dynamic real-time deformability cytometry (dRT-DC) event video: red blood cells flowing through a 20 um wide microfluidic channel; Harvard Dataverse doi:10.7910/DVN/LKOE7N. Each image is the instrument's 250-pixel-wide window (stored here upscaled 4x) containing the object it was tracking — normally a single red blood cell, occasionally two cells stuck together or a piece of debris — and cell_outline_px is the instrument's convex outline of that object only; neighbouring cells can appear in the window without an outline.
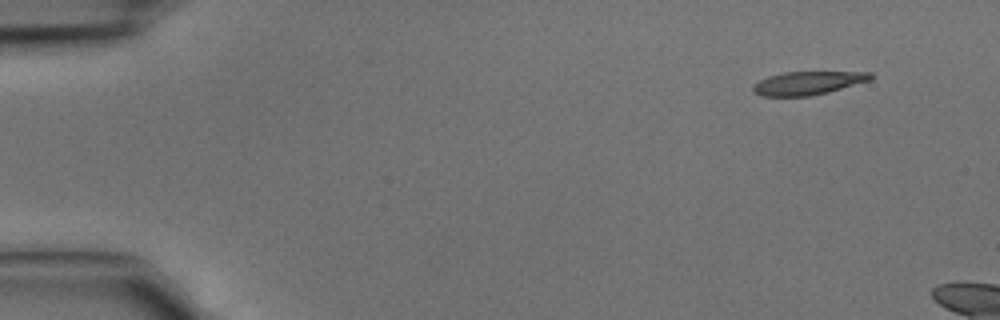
{"species": "common noctule bat (a hibernating species)", "species_latin": "Nyctalus noctula", "temperature_condition": "cold", "stored_images_in_passage": 5, "segment_of_instrument_passage": [2, 2], "camera_frame_rate_fps": 3000, "um_per_image_px": 0.085, "animal": {"sex": "male", "body_mass_g": 15.6}, "frame": {"image": 1, "passage_image": 5, "time_ms": 1.333, "image_size_px": [1000, 320], "cell_outline_px": [[872, 80], [828, 92], [812, 96], [760, 96], [752, 92], [752, 88], [760, 80], [768, 76], [784, 72], [872, 72]], "centroid_in_image_um": [68.67, 7.06], "position_along_channel_um": 16.3, "area_um2": 16.01}}